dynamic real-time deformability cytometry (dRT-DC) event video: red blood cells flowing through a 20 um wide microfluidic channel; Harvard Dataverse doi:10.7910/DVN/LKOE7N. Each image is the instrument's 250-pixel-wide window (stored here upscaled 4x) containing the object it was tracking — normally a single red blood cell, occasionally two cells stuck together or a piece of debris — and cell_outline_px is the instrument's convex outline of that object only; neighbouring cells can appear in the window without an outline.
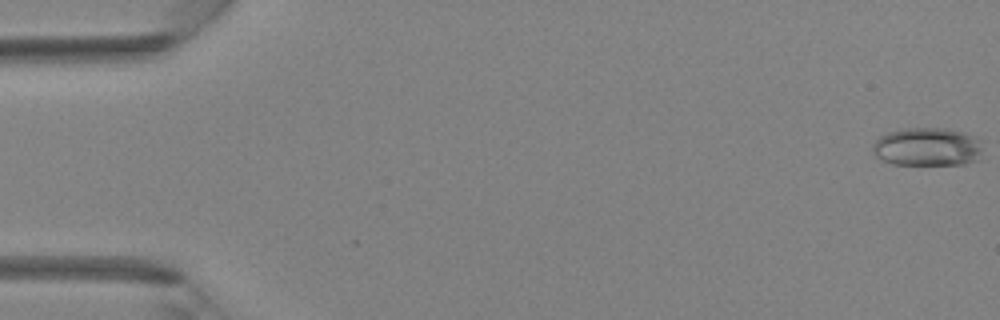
{"species": "Egyptian fruit bat (a non-hibernating species)", "species_latin": "Rousettus aegyptiacus", "temperature_condition": "room temperature", "stored_images_in_passage": 41, "camera_frame_rate_fps": 3000, "um_per_image_px": 0.085, "animal": {"sex": "female"}, "frame": {"image": 1, "passage_image": 1, "time_ms": 0.0, "image_size_px": [1000, 320], "cell_outline_px": [[980, 160], [964, 164], [892, 164], [880, 160], [872, 152], [872, 144], [880, 136], [888, 132], [908, 128], [948, 128], [964, 132], [980, 140]], "centroid_in_image_um": [78.8, 12.48], "position_along_channel_um": 6.2, "area_um2": 24.74}}
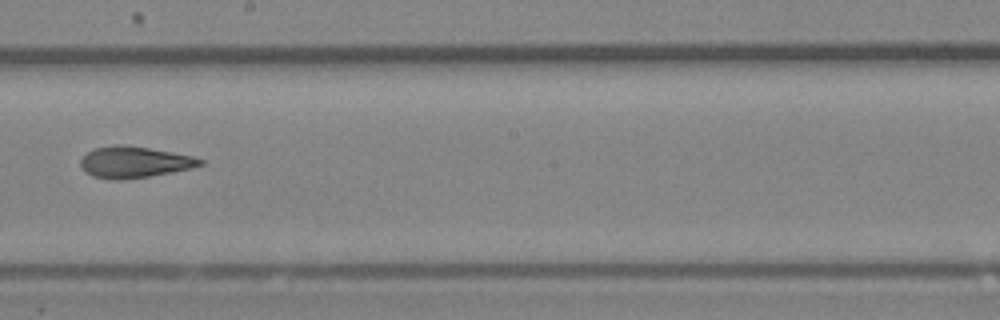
{"frame": {"image": 2, "passage_image": 25, "time_ms": 8.0, "image_size_px": [1000, 320], "cell_outline_px": [[204, 164], [192, 168], [172, 172], [148, 176], [120, 180], [116, 180], [92, 176], [84, 172], [80, 164], [80, 160], [88, 152], [96, 148], [148, 148], [172, 152], [192, 156], [204, 160]], "centroid_in_image_um": [11.46, 13.83], "position_along_channel_um": 236.7, "area_um2": 20.87}}
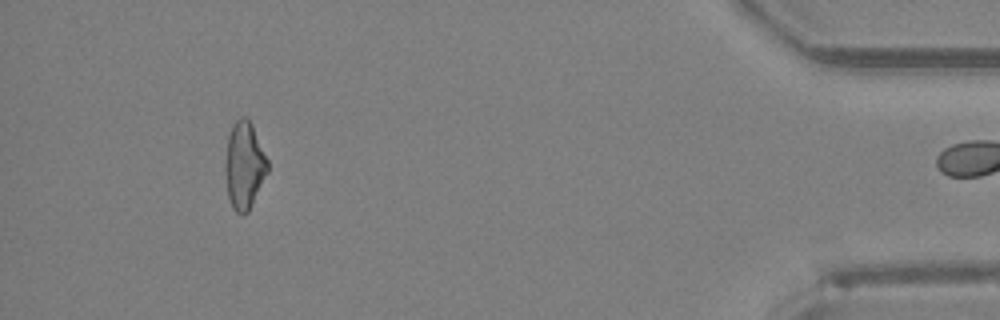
{"frame": {"image": 3, "passage_image": 40, "time_ms": 13.0, "image_size_px": [1000, 320], "cell_outline_px": [[268, 172], [248, 212], [244, 216], [240, 216], [232, 208], [228, 196], [224, 168], [224, 160], [228, 136], [232, 124], [240, 116], [244, 116], [252, 124], [268, 160]], "centroid_in_image_um": [20.74, 14.07], "position_along_channel_um": 414.5, "area_um2": 21.85}}